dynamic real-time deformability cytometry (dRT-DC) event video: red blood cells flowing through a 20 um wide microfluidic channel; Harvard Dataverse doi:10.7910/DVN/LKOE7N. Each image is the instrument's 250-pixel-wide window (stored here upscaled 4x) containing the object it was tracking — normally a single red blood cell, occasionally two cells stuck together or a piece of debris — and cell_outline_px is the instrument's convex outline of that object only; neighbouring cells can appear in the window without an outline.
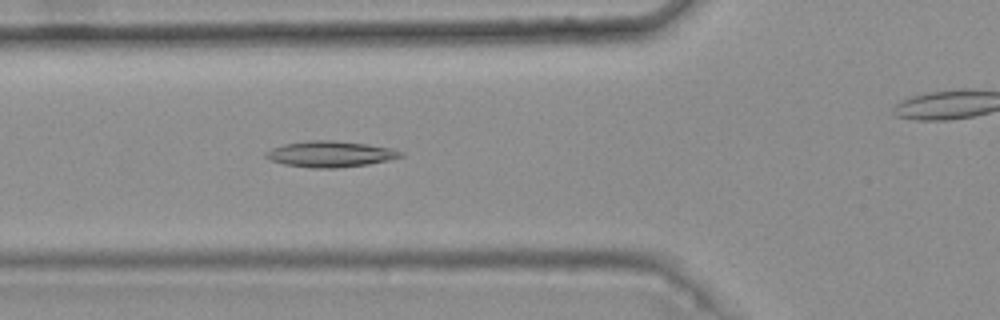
{"species": "common noctule bat (a hibernating species)", "species_latin": "Nyctalus noctula", "temperature_condition": "warm", "stored_images_in_passage": 6, "camera_frame_rate_fps": 3000, "um_per_image_px": 0.085, "animal": {"sex": "female", "body_mass_g": 25.1}, "frame": {"image": 1, "passage_image": 5, "time_ms": 1.333, "image_size_px": [1000, 320], "cell_outline_px": [[404, 156], [388, 160], [368, 164], [336, 168], [312, 168], [284, 164], [272, 160], [264, 156], [264, 152], [272, 148], [284, 144], [308, 140], [332, 140], [368, 144], [388, 148], [404, 152]], "centroid_in_image_um": [28.06, 13.09], "position_along_channel_um": 97.7, "area_um2": 20.35}}